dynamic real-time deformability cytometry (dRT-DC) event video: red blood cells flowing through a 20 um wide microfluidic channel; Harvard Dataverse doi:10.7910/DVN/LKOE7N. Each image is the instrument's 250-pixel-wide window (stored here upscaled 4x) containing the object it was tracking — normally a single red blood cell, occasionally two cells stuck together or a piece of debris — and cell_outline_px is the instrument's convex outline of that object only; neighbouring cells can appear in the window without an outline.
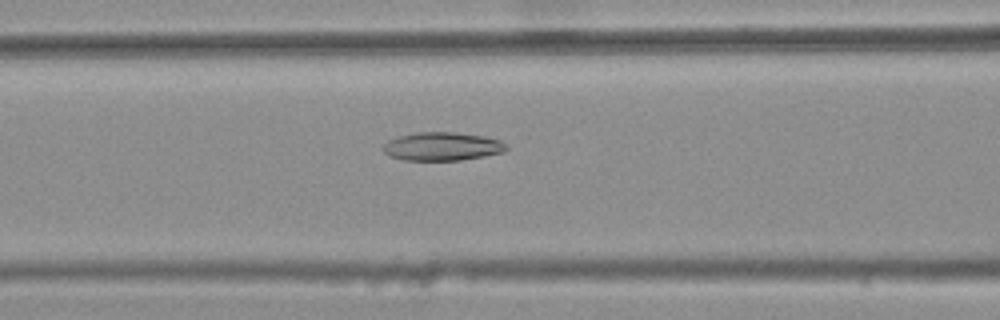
{"species": "common noctule bat (a hibernating species)", "species_latin": "Nyctalus noctula", "temperature_condition": "warm", "stored_images_in_passage": 48, "camera_frame_rate_fps": 3000, "um_per_image_px": 0.085, "animal": {"sex": "female", "body_mass_g": 25.1}, "frame": {"image": 1, "passage_image": 22, "time_ms": 7.0, "image_size_px": [1000, 320], "cell_outline_px": [[508, 148], [504, 152], [484, 156], [460, 160], [404, 160], [392, 156], [384, 152], [380, 148], [388, 140], [400, 136], [416, 132], [456, 132], [484, 136], [500, 140], [508, 144]], "centroid_in_image_um": [37.61, 12.44], "position_along_channel_um": 129.0, "area_um2": 20.46}}
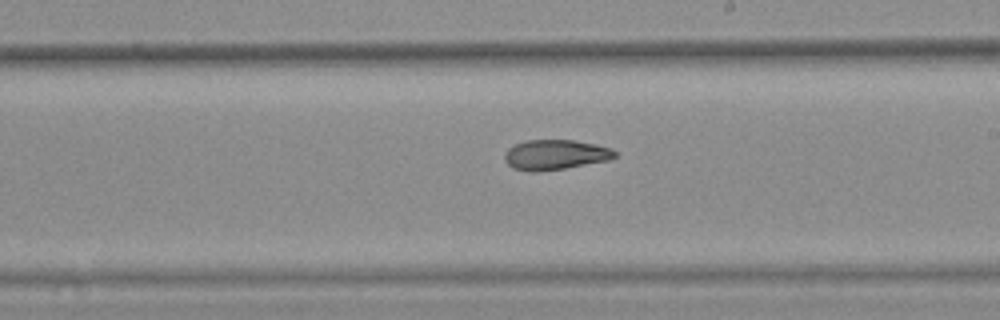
{"frame": {"image": 2, "passage_image": 31, "time_ms": 10.0, "image_size_px": [1000, 320], "cell_outline_px": [[616, 156], [608, 160], [564, 168], [536, 172], [528, 172], [512, 168], [504, 160], [504, 152], [508, 148], [524, 140], [572, 140], [596, 144], [612, 148], [616, 152]], "centroid_in_image_um": [47.16, 13.15], "position_along_channel_um": 241.8, "area_um2": 19.36}}
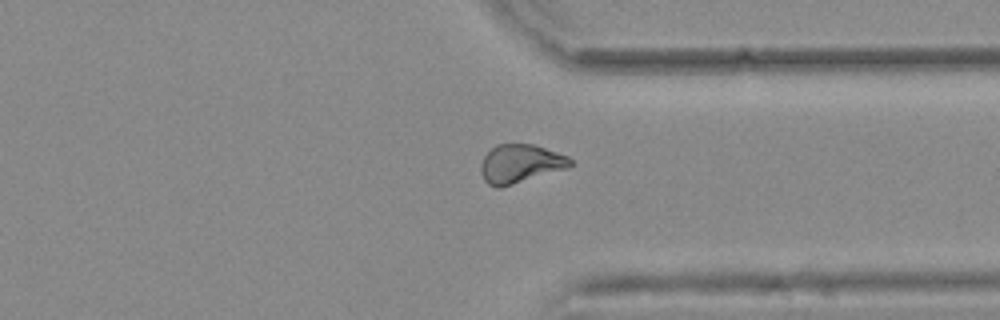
{"frame": {"image": 3, "passage_image": 41, "time_ms": 13.333, "image_size_px": [1000, 320], "cell_outline_px": [[572, 164], [568, 168], [500, 188], [496, 188], [488, 184], [484, 180], [480, 172], [480, 164], [484, 156], [496, 144], [532, 144], [568, 156], [572, 160]], "centroid_in_image_um": [44.2, 13.93], "position_along_channel_um": 367.2, "area_um2": 20.11}, "authors_computed_cell_mechanics": {"area_um2": 20.23, "velocity_mm_per_s": 3.7666, "shape_relaxation_time_tau1_ms": null, "shape_relaxation_time_tau2_ms": 5.1323, "deformation_change_tau1": null, "deformation_change_tau2": 0.1281}}